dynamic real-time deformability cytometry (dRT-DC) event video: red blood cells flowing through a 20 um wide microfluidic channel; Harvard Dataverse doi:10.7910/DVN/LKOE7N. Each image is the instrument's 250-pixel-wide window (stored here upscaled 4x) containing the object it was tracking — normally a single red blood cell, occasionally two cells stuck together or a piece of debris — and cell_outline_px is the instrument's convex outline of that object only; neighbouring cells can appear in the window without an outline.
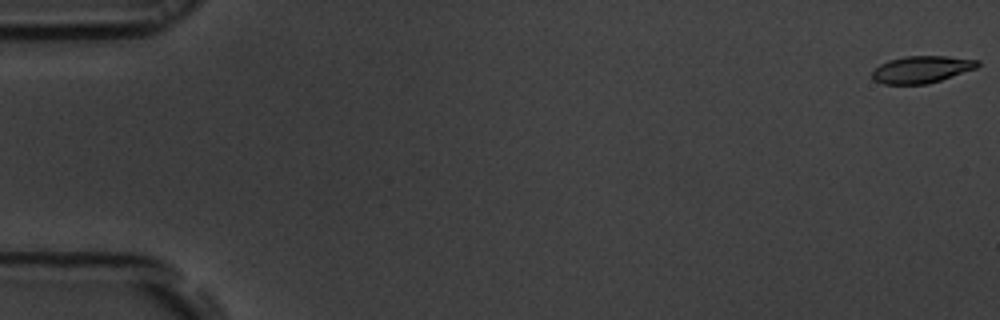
{"species": "common noctule bat (a hibernating species)", "species_latin": "Nyctalus noctula", "temperature_condition": "room temperature", "stored_images_in_passage": 57, "segment_of_instrument_passage": [1, 2], "camera_frame_rate_fps": 3000, "um_per_image_px": 0.085, "animal": {"sex": "male", "body_mass_g": 19.5, "forearm_length_mm": 54.6}, "frame": {"image": 1, "passage_image": 1, "time_ms": 0.0, "image_size_px": [1000, 320], "cell_outline_px": [[980, 64], [976, 68], [928, 84], [884, 84], [876, 80], [872, 76], [872, 72], [880, 64], [888, 60], [904, 56], [948, 56], [980, 60]], "centroid_in_image_um": [78.35, 5.89], "position_along_channel_um": 6.6, "area_um2": 16.53}}
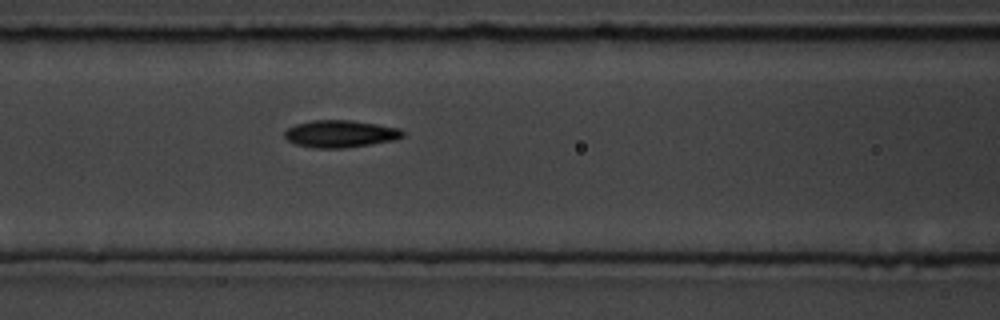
{"frame": {"image": 2, "passage_image": 24, "time_ms": 7.667, "image_size_px": [1000, 320], "cell_outline_px": [[404, 136], [396, 140], [372, 144], [344, 148], [312, 148], [296, 144], [288, 140], [284, 136], [284, 132], [288, 128], [296, 124], [312, 120], [348, 120], [376, 124], [400, 128], [404, 132]], "centroid_in_image_um": [28.94, 11.38], "position_along_channel_um": 137.7, "area_um2": 18.79}}
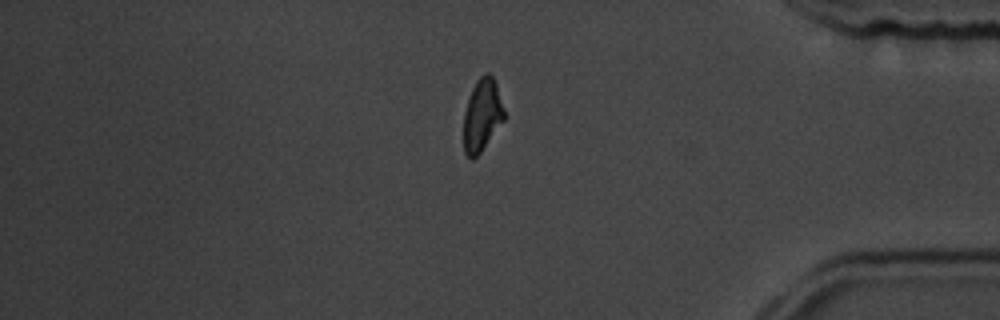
{"frame": {"image": 3, "passage_image": 47, "time_ms": 15.333, "image_size_px": [1000, 320], "cell_outline_px": [[504, 120], [480, 152], [472, 160], [464, 152], [464, 112], [472, 88], [476, 80], [484, 72], [488, 72], [492, 76], [496, 84], [504, 108]], "centroid_in_image_um": [40.97, 9.76], "position_along_channel_um": 394.2, "area_um2": 16.94}}